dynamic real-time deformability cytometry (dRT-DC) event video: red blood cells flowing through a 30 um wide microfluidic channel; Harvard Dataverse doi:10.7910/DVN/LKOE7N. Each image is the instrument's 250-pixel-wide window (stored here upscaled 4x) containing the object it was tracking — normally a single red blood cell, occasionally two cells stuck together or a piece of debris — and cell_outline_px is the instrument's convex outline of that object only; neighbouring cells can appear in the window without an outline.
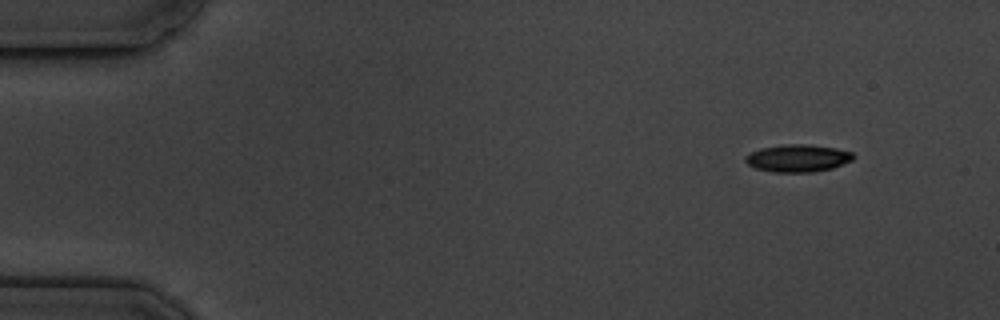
{"species": "common noctule bat (a hibernating species)", "species_latin": "Nyctalus noctula", "temperature_condition": "cold", "stored_images_in_passage": 4, "camera_frame_rate_fps": 3000, "um_per_image_px": 0.085, "animal": {"sex": "male", "body_mass_g": 19.5, "forearm_length_mm": 54.6}, "frame": {"image": 1, "passage_image": 1, "time_ms": 0.0, "image_size_px": [1000, 320], "cell_outline_px": [[852, 160], [832, 168], [812, 172], [772, 172], [756, 168], [748, 164], [744, 160], [744, 156], [760, 148], [784, 144], [804, 144], [836, 148], [852, 152]], "centroid_in_image_um": [67.77, 13.44], "position_along_channel_um": 17.2, "area_um2": 17.11}}
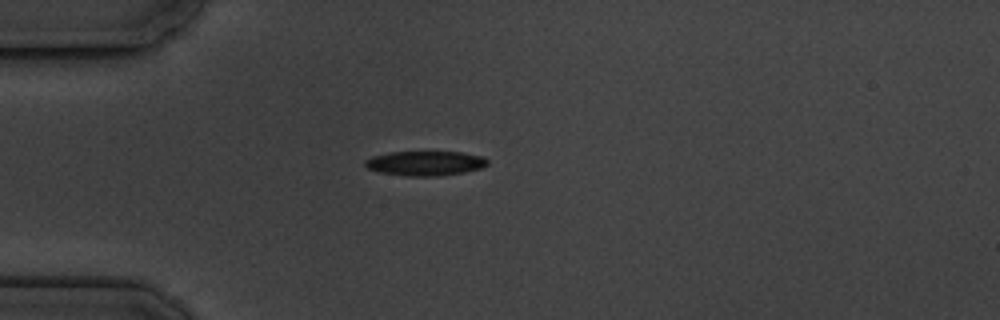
{"frame": {"image": 2, "passage_image": 4, "time_ms": 3.333, "image_size_px": [1000, 320], "cell_outline_px": [[488, 164], [480, 168], [464, 172], [436, 176], [408, 176], [380, 172], [368, 168], [364, 164], [364, 160], [372, 156], [388, 152], [460, 152], [484, 156], [488, 160]], "centroid_in_image_um": [36.14, 13.87], "position_along_channel_um": 48.9, "area_um2": 17.51}}